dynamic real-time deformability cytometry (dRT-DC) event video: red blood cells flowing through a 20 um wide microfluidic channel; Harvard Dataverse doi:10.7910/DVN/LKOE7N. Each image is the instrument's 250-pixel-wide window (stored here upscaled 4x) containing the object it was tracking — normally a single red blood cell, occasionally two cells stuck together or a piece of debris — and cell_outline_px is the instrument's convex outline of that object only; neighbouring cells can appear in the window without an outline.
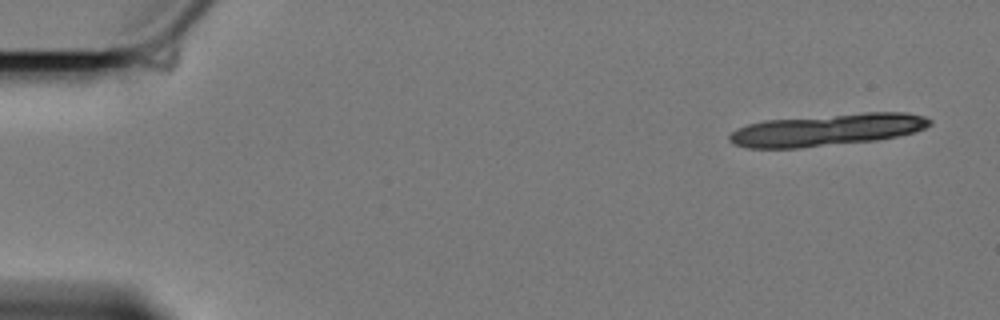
{"species": "Egyptian fruit bat (a non-hibernating species)", "species_latin": "Rousettus aegyptiacus", "temperature_condition": "cold", "stored_images_in_passage": 14, "segment_of_instrument_passage": [1, 2], "camera_frame_rate_fps": 3000, "um_per_image_px": 0.085, "animal": {"sex": "female"}, "frame": {"image": 1, "passage_image": 1, "time_ms": 0.0, "image_size_px": [1000, 320], "cell_outline_px": [[932, 124], [916, 132], [876, 140], [800, 148], [748, 148], [732, 144], [728, 140], [728, 136], [736, 128], [748, 124], [764, 120], [864, 112], [904, 112], [924, 116], [932, 120]], "centroid_in_image_um": [70.28, 11.03], "position_along_channel_um": 14.7, "area_um2": 37.63}}